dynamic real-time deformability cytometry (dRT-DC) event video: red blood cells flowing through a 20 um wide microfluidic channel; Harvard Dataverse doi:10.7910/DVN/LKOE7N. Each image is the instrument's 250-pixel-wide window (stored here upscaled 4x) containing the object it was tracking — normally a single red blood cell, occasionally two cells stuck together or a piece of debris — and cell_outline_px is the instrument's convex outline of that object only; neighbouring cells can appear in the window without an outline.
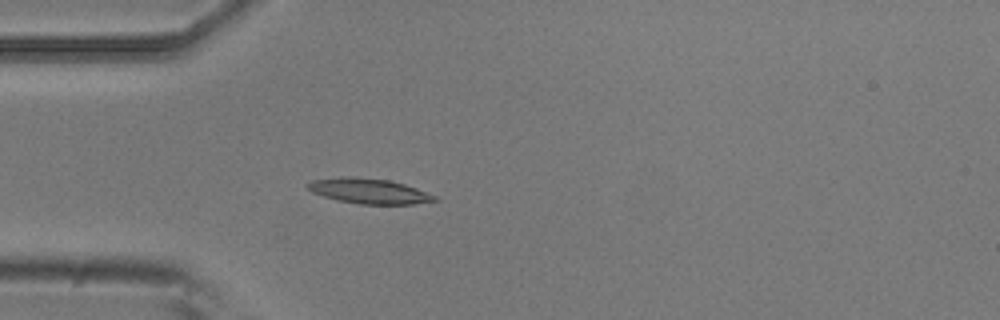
{"species": "common noctule bat (a hibernating species)", "species_latin": "Nyctalus noctula", "temperature_condition": "room temperature", "stored_images_in_passage": 2, "camera_frame_rate_fps": 3000, "um_per_image_px": 0.085, "animal": {"sex": "male", "body_mass_g": 20.5, "forearm_length_mm": 52.5}, "frame": {"image": 1, "passage_image": 2, "time_ms": 0.333, "image_size_px": [1000, 320], "cell_outline_px": [[440, 200], [412, 204], [360, 204], [336, 200], [312, 192], [308, 188], [308, 184], [312, 180], [344, 176], [352, 176], [388, 180], [404, 184], [416, 188], [436, 196]], "centroid_in_image_um": [31.37, 16.24], "position_along_channel_um": 53.6, "area_um2": 18.5}}